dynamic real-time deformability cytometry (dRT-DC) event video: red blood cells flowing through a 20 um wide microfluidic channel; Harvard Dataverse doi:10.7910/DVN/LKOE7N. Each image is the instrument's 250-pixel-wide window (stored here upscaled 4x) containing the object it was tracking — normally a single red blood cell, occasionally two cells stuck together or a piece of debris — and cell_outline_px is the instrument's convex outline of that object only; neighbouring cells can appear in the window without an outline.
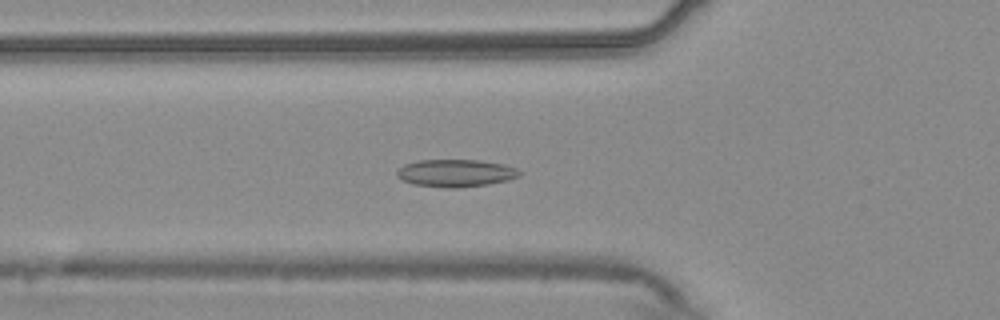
{"species": "common noctule bat (a hibernating species)", "species_latin": "Nyctalus noctula", "temperature_condition": "warm", "stored_images_in_passage": 47, "camera_frame_rate_fps": 3000, "um_per_image_px": 0.085, "animal": {"sex": "male", "body_mass_g": 20.4}, "frame": {"image": 1, "passage_image": 12, "time_ms": 3.667, "image_size_px": [1000, 320], "cell_outline_px": [[520, 176], [508, 180], [488, 184], [460, 188], [448, 188], [412, 184], [396, 176], [396, 172], [404, 164], [420, 160], [480, 160], [504, 164], [516, 168], [520, 172]], "centroid_in_image_um": [38.74, 14.71], "position_along_channel_um": 87.1, "area_um2": 19.65}}
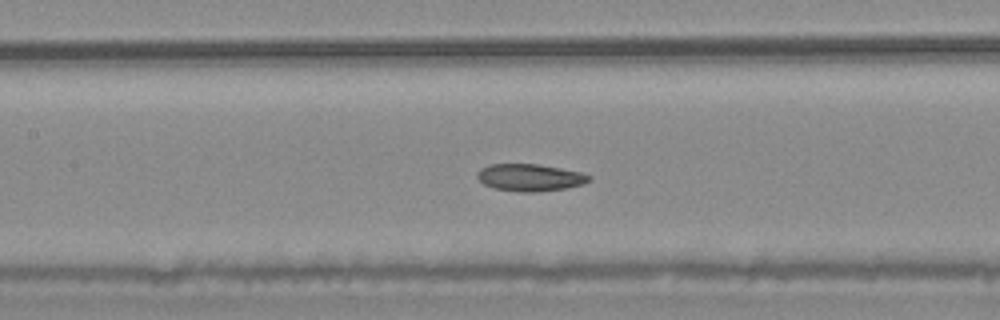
{"frame": {"image": 2, "passage_image": 18, "time_ms": 5.667, "image_size_px": [1000, 320], "cell_outline_px": [[592, 180], [584, 184], [564, 188], [536, 192], [520, 192], [492, 188], [484, 184], [476, 176], [476, 172], [480, 168], [488, 164], [536, 164], [560, 168], [580, 172], [592, 176]], "centroid_in_image_um": [45.02, 15.09], "position_along_channel_um": 162.4, "area_um2": 17.8}}
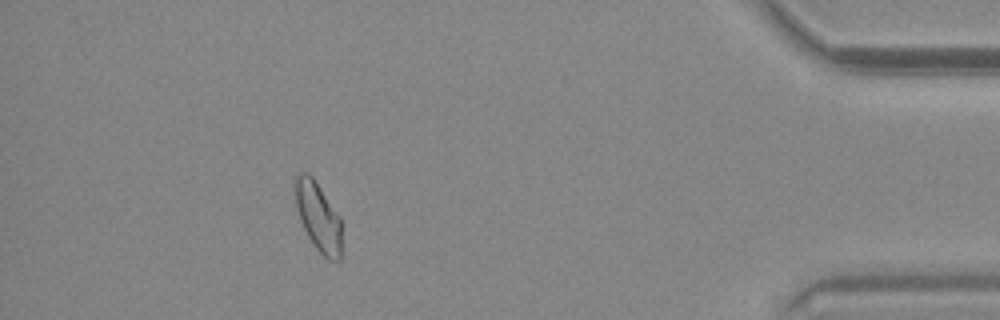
{"frame": {"image": 3, "passage_image": 42, "time_ms": 13.667, "image_size_px": [1000, 320], "cell_outline_px": [[340, 260], [328, 260], [316, 248], [308, 236], [300, 220], [296, 204], [292, 180], [296, 172], [308, 172], [312, 176], [340, 216]], "centroid_in_image_um": [26.99, 18.34], "position_along_channel_um": 408.2, "area_um2": 18.73}, "authors_computed_cell_mechanics": {"area_um2": 18.496, "velocity_mm_per_s": 3.7235, "shape_relaxation_time_tau1_ms": null, "shape_relaxation_time_tau2_ms": 2.827, "deformation_change_tau1": null, "deformation_change_tau2": 0.0731}}